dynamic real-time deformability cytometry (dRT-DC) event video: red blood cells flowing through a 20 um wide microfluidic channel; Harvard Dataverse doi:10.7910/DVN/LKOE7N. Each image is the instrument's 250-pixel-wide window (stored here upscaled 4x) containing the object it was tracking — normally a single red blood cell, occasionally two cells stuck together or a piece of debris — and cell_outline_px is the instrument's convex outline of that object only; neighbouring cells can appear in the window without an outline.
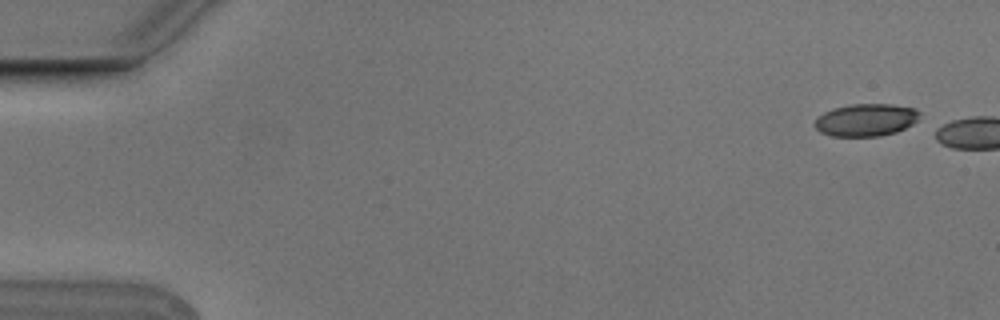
{"species": "Egyptian fruit bat (a non-hibernating species)", "species_latin": "Rousettus aegyptiacus", "temperature_condition": "cold", "stored_images_in_passage": 2, "camera_frame_rate_fps": 3000, "um_per_image_px": 0.085, "animal": {"sex": "male"}, "frame": {"image": 1, "passage_image": 1, "time_ms": 0.0, "image_size_px": [1000, 320], "cell_outline_px": [[920, 112], [916, 120], [912, 124], [896, 132], [880, 136], [832, 136], [820, 132], [816, 128], [816, 120], [824, 112], [832, 108], [852, 104], [892, 104], [916, 108]], "centroid_in_image_um": [73.62, 10.19], "position_along_channel_um": 11.4, "area_um2": 19.71}}